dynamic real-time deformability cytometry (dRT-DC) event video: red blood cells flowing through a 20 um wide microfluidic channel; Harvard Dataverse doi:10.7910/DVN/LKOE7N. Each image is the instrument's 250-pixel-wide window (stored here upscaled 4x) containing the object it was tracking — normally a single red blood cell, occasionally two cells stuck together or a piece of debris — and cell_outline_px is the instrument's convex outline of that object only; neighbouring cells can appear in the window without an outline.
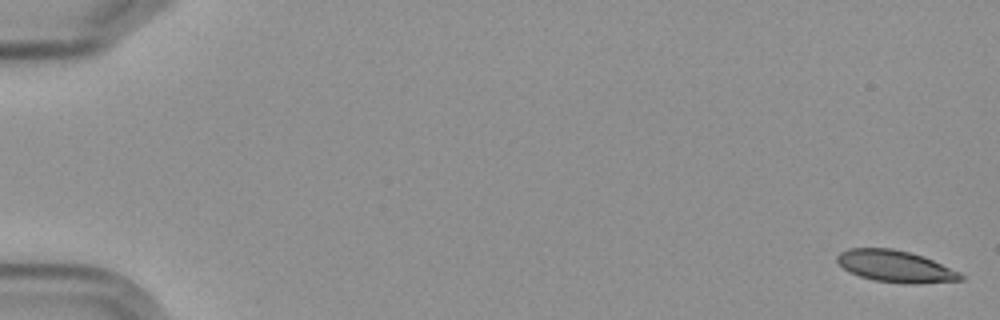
{"species": "Egyptian fruit bat (a non-hibernating species)", "species_latin": "Rousettus aegyptiacus", "temperature_condition": "cold", "stored_images_in_passage": 5, "camera_frame_rate_fps": 3000, "um_per_image_px": 0.085, "frame": {"image": 1, "passage_image": 1, "time_ms": 0.0, "image_size_px": [1000, 320], "cell_outline_px": [[964, 280], [916, 284], [912, 284], [872, 280], [860, 276], [844, 268], [836, 260], [836, 256], [840, 252], [848, 248], [892, 248], [924, 256], [960, 272], [964, 276]], "centroid_in_image_um": [76.13, 22.64], "position_along_channel_um": 8.9, "area_um2": 22.83}}
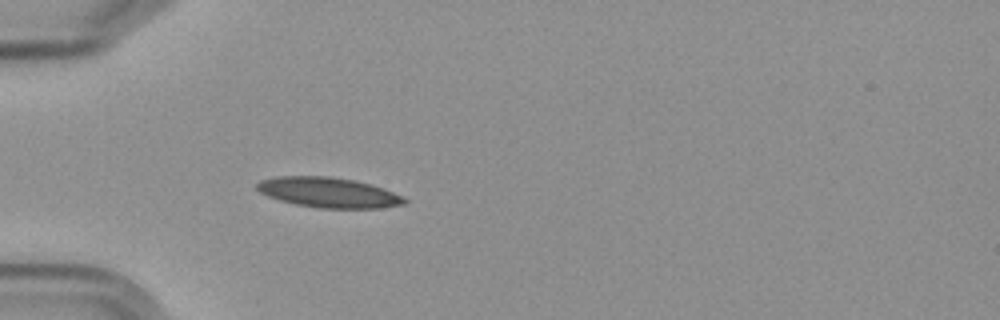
{"frame": {"image": 2, "passage_image": 5, "time_ms": 5.667, "image_size_px": [1000, 320], "cell_outline_px": [[408, 200], [404, 204], [380, 208], [320, 208], [296, 204], [280, 200], [268, 196], [260, 192], [256, 188], [256, 184], [260, 180], [276, 176], [328, 176], [356, 180], [372, 184], [384, 188]], "centroid_in_image_um": [27.91, 16.35], "position_along_channel_um": 57.1, "area_um2": 25.89}}